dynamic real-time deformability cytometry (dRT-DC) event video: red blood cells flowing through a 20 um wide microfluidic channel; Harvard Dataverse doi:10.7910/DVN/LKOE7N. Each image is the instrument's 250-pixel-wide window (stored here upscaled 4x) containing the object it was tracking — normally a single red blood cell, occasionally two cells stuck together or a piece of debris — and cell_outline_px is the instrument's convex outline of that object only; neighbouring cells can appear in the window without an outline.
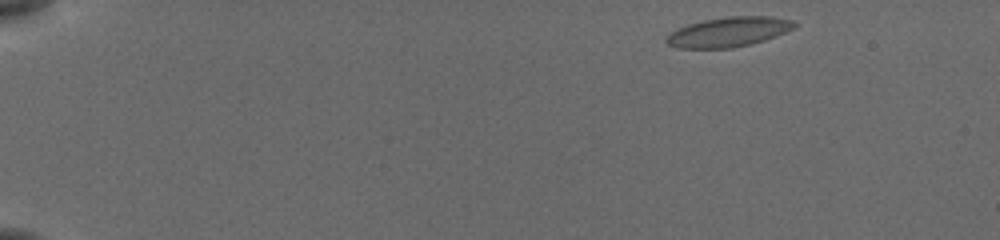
{"species": "common noctule bat (a hibernating species)", "species_latin": "Nyctalus noctula", "temperature_condition": "cold", "stored_images_in_passage": 49, "camera_frame_rate_fps": 3000, "um_per_image_px": 0.085, "animal": {"sex": "female", "body_mass_g": 19.5, "forearm_length_mm": 54.1}, "frame": {"image": 1, "passage_image": 1, "time_ms": 0.0, "image_size_px": [1000, 240], "cell_outline_px": [[796, 24], [792, 28], [784, 32], [764, 40], [732, 48], [676, 48], [668, 44], [664, 40], [664, 36], [688, 24], [704, 20], [732, 16], [772, 16], [792, 20]], "centroid_in_image_um": [61.88, 2.71], "position_along_channel_um": 23.1, "area_um2": 21.91}}
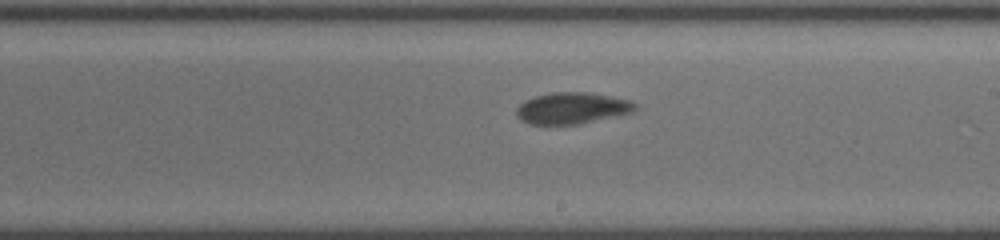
{"frame": {"image": 2, "passage_image": 28, "time_ms": 9.0, "image_size_px": [1000, 240], "cell_outline_px": [[636, 108], [632, 112], [580, 124], [528, 124], [520, 120], [516, 116], [516, 108], [524, 100], [536, 96], [552, 92], [592, 92], [628, 100], [636, 104]], "centroid_in_image_um": [48.58, 9.19], "position_along_channel_um": 240.4, "area_um2": 21.73}}
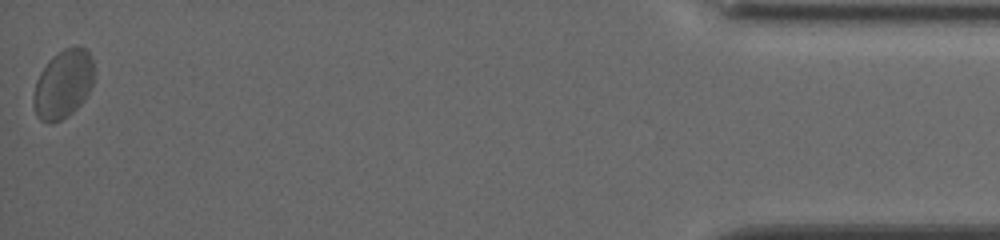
{"frame": {"image": 3, "passage_image": 49, "time_ms": 16.0, "image_size_px": [1000, 240], "cell_outline_px": [[92, 88], [84, 100], [68, 116], [52, 124], [48, 124], [40, 120], [36, 116], [32, 104], [32, 100], [36, 80], [40, 72], [52, 56], [64, 48], [72, 44], [76, 44], [84, 48], [88, 52], [92, 60]], "centroid_in_image_um": [5.34, 7.16], "position_along_channel_um": 429.9, "area_um2": 24.51}, "authors_computed_cell_mechanics": {"area_um2": 21.8484, "velocity_mm_per_s": 3.7961, "shape_relaxation_time_tau1_ms": 9.2476, "shape_relaxation_time_tau2_ms": 0.9242, "deformation_change_tau1": 0.1529, "deformation_change_tau2": 0.0407}}